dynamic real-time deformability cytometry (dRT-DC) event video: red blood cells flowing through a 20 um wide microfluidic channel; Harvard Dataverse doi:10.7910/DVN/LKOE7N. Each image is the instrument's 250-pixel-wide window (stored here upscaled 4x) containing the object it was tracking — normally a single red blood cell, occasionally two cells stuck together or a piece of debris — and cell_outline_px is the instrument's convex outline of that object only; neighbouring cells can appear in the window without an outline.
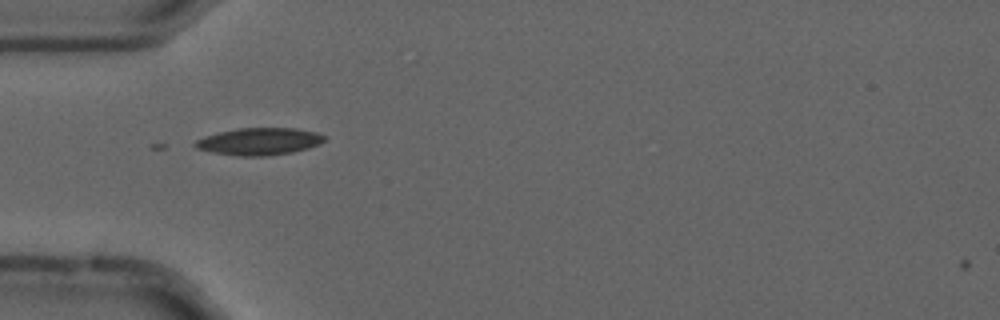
{"species": "common noctule bat (a hibernating species)", "species_latin": "Nyctalus noctula", "temperature_condition": "cold", "stored_images_in_passage": 17, "camera_frame_rate_fps": 3000, "um_per_image_px": 0.085, "animal": {"sex": "male", "forearm_length_mm": 52.5}, "frame": {"image": 1, "passage_image": 3, "time_ms": 0.667, "image_size_px": [1000, 320], "cell_outline_px": [[324, 140], [320, 144], [308, 148], [292, 152], [268, 156], [236, 156], [212, 152], [196, 148], [192, 144], [196, 140], [204, 136], [236, 128], [296, 128], [316, 132], [324, 136]], "centroid_in_image_um": [22.01, 12.02], "position_along_channel_um": 63.0, "area_um2": 20.52}}
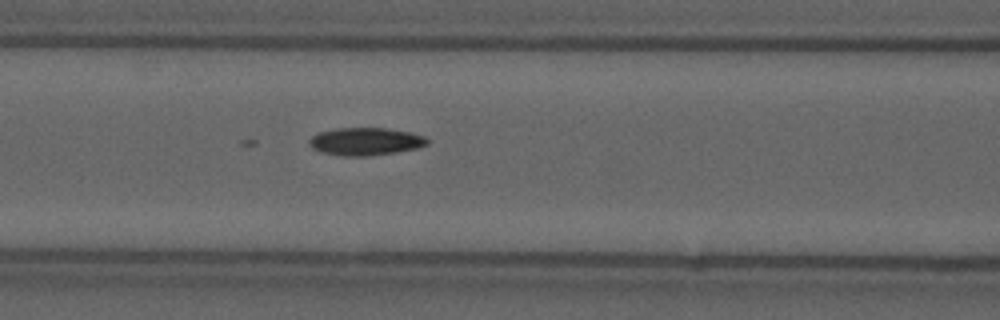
{"frame": {"image": 2, "passage_image": 9, "time_ms": 2.667, "image_size_px": [1000, 320], "cell_outline_px": [[428, 144], [420, 148], [396, 152], [368, 156], [344, 156], [320, 152], [312, 148], [308, 144], [308, 140], [312, 136], [320, 132], [336, 128], [388, 128], [408, 132], [424, 136], [428, 140]], "centroid_in_image_um": [31.06, 12.03], "position_along_channel_um": 135.5, "area_um2": 19.13}}